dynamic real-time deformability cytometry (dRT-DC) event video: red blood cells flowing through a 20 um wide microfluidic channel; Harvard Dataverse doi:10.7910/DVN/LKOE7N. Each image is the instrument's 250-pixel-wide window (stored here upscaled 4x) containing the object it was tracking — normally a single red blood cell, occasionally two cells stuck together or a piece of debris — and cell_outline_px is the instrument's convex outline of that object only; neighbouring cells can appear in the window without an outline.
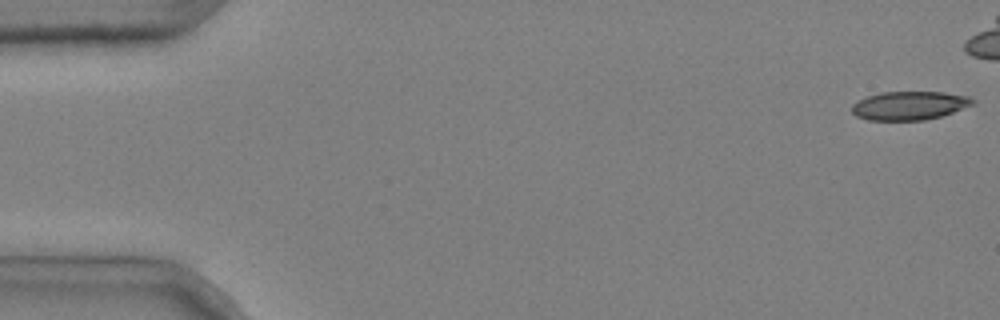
{"species": "common noctule bat (a hibernating species)", "species_latin": "Nyctalus noctula", "temperature_condition": "cold", "stored_images_in_passage": 14, "camera_frame_rate_fps": 3000, "um_per_image_px": 0.085, "animal": {"sex": "male", "body_mass_g": 20.4}, "frame": {"image": 1, "passage_image": 1, "time_ms": 0.0, "image_size_px": [1000, 320], "cell_outline_px": [[976, 104], [940, 116], [924, 120], [868, 120], [856, 116], [852, 112], [852, 104], [868, 96], [880, 92], [944, 92], [968, 96], [976, 100]], "centroid_in_image_um": [77.32, 8.97], "position_along_channel_um": 7.7, "area_um2": 20.11}}